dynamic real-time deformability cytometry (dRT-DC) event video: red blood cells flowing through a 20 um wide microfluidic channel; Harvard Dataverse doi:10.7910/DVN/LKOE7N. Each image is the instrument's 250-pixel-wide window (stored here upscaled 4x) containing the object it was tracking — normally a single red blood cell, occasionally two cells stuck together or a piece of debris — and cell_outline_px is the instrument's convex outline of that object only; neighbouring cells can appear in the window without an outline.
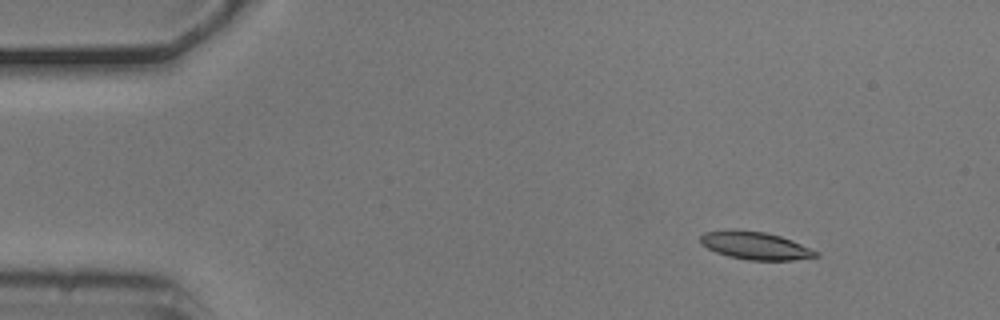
{"species": "common noctule bat (a hibernating species)", "species_latin": "Nyctalus noctula", "temperature_condition": "cold", "stored_images_in_passage": 5, "camera_frame_rate_fps": 3000, "um_per_image_px": 0.085, "animal": {"sex": "male", "body_mass_g": 20.5, "forearm_length_mm": 52.5}, "frame": {"image": 1, "passage_image": 2, "time_ms": 0.333, "image_size_px": [1000, 320], "cell_outline_px": [[820, 256], [792, 260], [748, 260], [728, 256], [716, 252], [700, 244], [700, 236], [704, 232], [732, 228], [764, 232], [780, 236], [792, 240], [820, 252]], "centroid_in_image_um": [64.18, 20.86], "position_along_channel_um": 20.8, "area_um2": 18.9}}
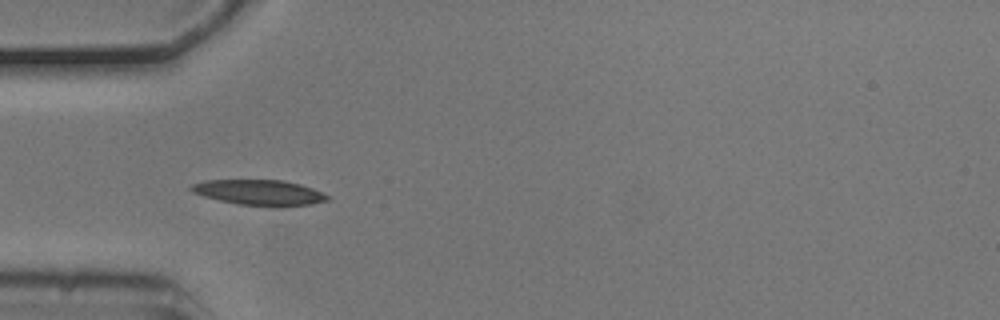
{"frame": {"image": 2, "passage_image": 4, "time_ms": 1.0, "image_size_px": [1000, 320], "cell_outline_px": [[332, 196], [328, 200], [312, 204], [280, 208], [272, 208], [236, 204], [204, 196], [192, 192], [188, 188], [192, 184], [204, 180], [284, 180], [300, 184], [312, 188]], "centroid_in_image_um": [22.09, 16.39], "position_along_channel_um": 62.9, "area_um2": 20.75}}